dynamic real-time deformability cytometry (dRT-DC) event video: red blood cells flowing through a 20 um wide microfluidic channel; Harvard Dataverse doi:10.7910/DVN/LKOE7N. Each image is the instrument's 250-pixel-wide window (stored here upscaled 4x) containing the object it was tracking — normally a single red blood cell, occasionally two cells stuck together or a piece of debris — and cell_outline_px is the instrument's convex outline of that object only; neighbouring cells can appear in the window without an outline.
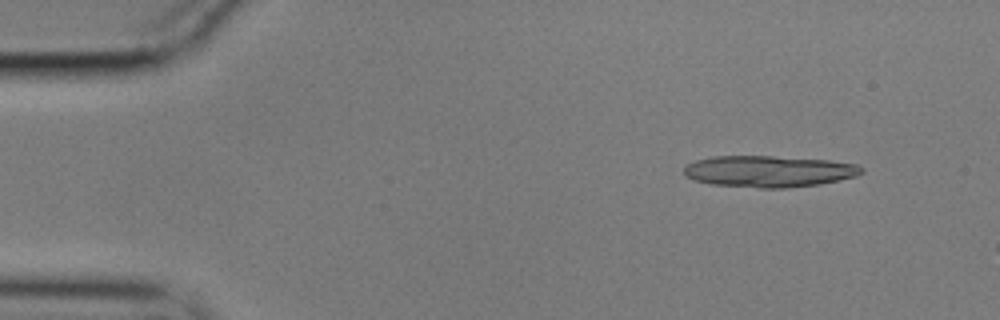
{"species": "common noctule bat (a hibernating species)", "species_latin": "Nyctalus noctula", "temperature_condition": "cold", "stored_images_in_passage": 13, "camera_frame_rate_fps": 3000, "um_per_image_px": 0.085, "animal": {"sex": "male", "body_mass_g": 17.9}, "frame": {"image": 1, "passage_image": 3, "time_ms": 0.667, "image_size_px": [1000, 320], "cell_outline_px": [[864, 172], [856, 176], [820, 184], [788, 188], [760, 188], [712, 184], [696, 180], [688, 176], [684, 172], [684, 168], [688, 164], [696, 160], [712, 156], [772, 156], [828, 160], [856, 164], [864, 168]], "centroid_in_image_um": [65.39, 14.56], "position_along_channel_um": 19.6, "area_um2": 32.43}}